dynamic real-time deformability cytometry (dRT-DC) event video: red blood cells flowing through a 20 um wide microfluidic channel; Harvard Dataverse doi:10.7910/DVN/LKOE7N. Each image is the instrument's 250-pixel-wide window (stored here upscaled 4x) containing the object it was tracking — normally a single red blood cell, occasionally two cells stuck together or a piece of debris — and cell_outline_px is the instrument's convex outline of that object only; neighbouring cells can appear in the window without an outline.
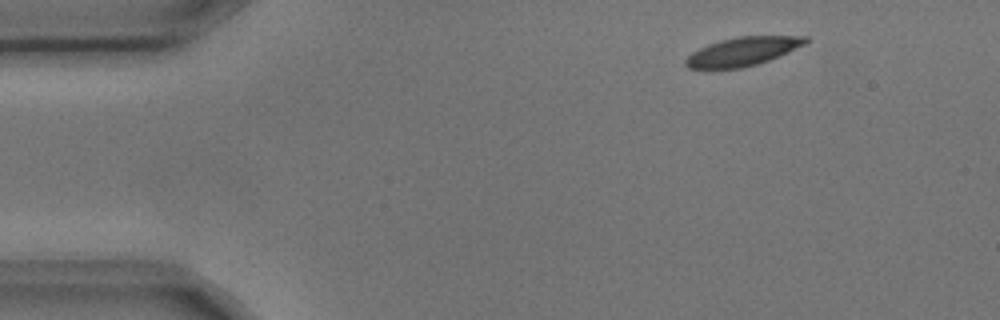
{"species": "common noctule bat (a hibernating species)", "species_latin": "Nyctalus noctula", "temperature_condition": "cold", "stored_images_in_passage": 3, "camera_frame_rate_fps": 3000, "um_per_image_px": 0.085, "animal": {"sex": "male", "body_mass_g": 17.9, "forearm_length_mm": 54.2}, "frame": {"image": 1, "passage_image": 1, "time_ms": 0.0, "image_size_px": [1000, 320], "cell_outline_px": [[808, 40], [804, 44], [768, 60], [756, 64], [740, 68], [688, 68], [684, 64], [684, 60], [692, 52], [708, 44], [720, 40], [740, 36], [808, 36]], "centroid_in_image_um": [63.08, 4.37], "position_along_channel_um": 21.9, "area_um2": 19.59}}